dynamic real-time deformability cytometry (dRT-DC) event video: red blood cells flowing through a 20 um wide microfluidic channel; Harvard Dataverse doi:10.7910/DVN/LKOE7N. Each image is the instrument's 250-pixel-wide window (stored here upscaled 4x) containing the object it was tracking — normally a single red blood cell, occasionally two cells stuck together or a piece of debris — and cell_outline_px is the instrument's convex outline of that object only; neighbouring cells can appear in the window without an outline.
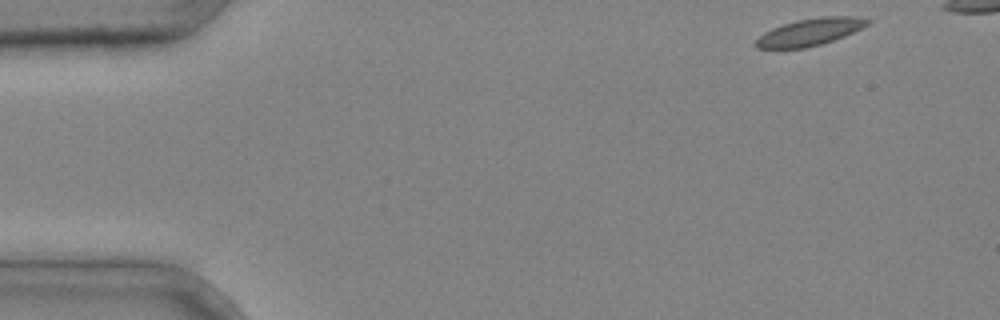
{"species": "common noctule bat (a hibernating species)", "species_latin": "Nyctalus noctula", "temperature_condition": "cold", "stored_images_in_passage": 35, "camera_frame_rate_fps": 3000, "um_per_image_px": 0.085, "animal": {"sex": "male", "body_mass_g": 20.4}, "frame": {"image": 1, "passage_image": 1, "time_ms": 0.0, "image_size_px": [1000, 320], "cell_outline_px": [[872, 20], [868, 24], [844, 36], [820, 44], [804, 48], [756, 48], [752, 44], [764, 32], [772, 28], [796, 20], [820, 16], [856, 16]], "centroid_in_image_um": [68.82, 2.71], "position_along_channel_um": 16.2, "area_um2": 17.51}}
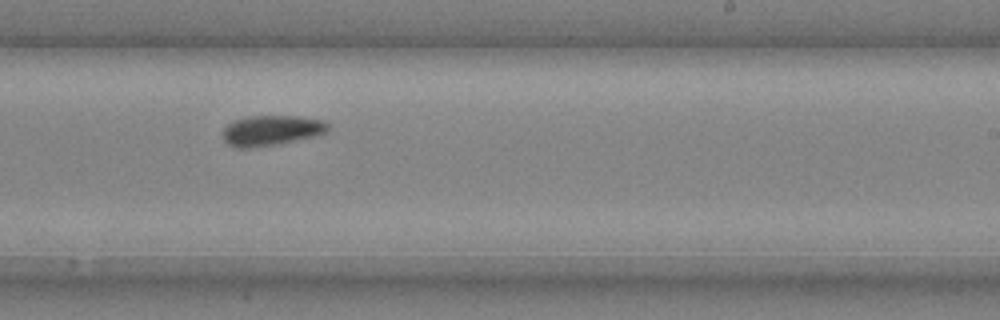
{"frame": {"image": 2, "passage_image": 24, "time_ms": 7.667, "image_size_px": [1000, 320], "cell_outline_px": [[328, 132], [316, 136], [276, 144], [248, 148], [236, 148], [228, 144], [224, 140], [224, 128], [228, 124], [236, 120], [248, 116], [296, 116], [324, 120], [328, 124]], "centroid_in_image_um": [23.09, 11.08], "position_along_channel_um": 265.9, "area_um2": 18.44}}
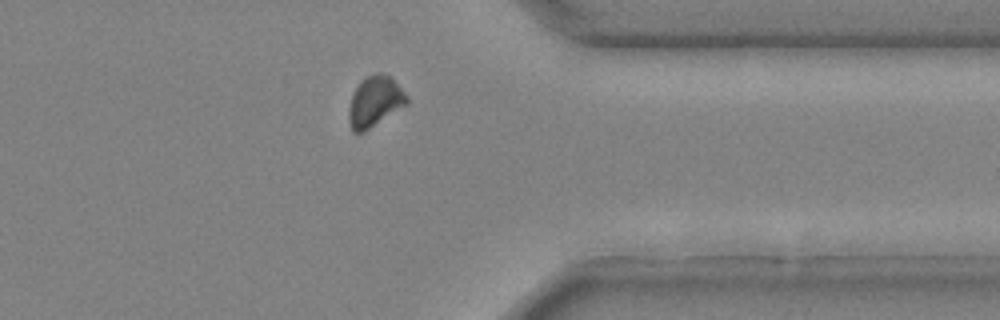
{"frame": {"image": 3, "passage_image": 32, "time_ms": 10.333, "image_size_px": [1000, 320], "cell_outline_px": [[408, 104], [364, 132], [352, 132], [348, 120], [348, 108], [352, 92], [360, 80], [364, 76], [376, 72], [380, 72], [392, 76], [408, 96]], "centroid_in_image_um": [31.85, 8.59], "position_along_channel_um": 379.5, "area_um2": 17.63}}